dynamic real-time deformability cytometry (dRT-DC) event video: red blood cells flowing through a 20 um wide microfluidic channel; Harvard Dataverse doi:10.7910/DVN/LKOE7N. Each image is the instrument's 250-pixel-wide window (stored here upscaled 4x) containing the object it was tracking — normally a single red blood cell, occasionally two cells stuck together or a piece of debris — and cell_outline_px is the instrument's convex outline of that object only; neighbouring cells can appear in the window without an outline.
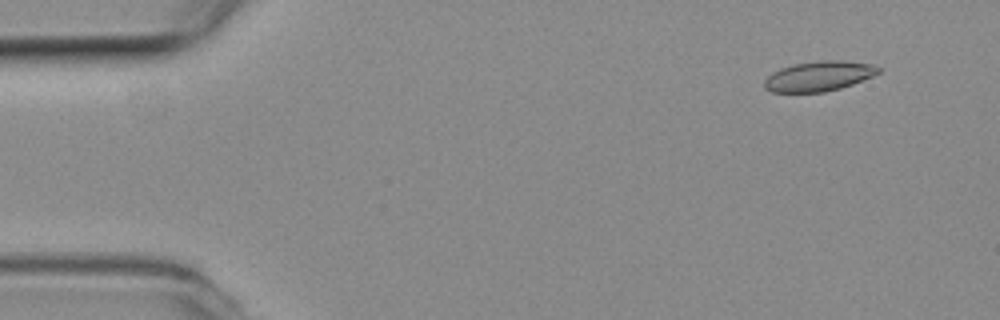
{"species": "common noctule bat (a hibernating species)", "species_latin": "Nyctalus noctula", "temperature_condition": "room temperature", "stored_images_in_passage": 4, "camera_frame_rate_fps": 3000, "um_per_image_px": 0.085, "animal": {"sex": "female", "body_mass_g": 19.3, "forearm_length_mm": 54.1}, "frame": {"image": 1, "passage_image": 1, "time_ms": 0.0, "image_size_px": [1000, 320], "cell_outline_px": [[880, 72], [872, 76], [852, 84], [840, 88], [824, 92], [772, 92], [764, 88], [764, 80], [772, 72], [780, 68], [792, 64], [820, 60], [836, 60], [872, 64], [880, 68]], "centroid_in_image_um": [69.57, 6.47], "position_along_channel_um": 15.4, "area_um2": 19.88}}